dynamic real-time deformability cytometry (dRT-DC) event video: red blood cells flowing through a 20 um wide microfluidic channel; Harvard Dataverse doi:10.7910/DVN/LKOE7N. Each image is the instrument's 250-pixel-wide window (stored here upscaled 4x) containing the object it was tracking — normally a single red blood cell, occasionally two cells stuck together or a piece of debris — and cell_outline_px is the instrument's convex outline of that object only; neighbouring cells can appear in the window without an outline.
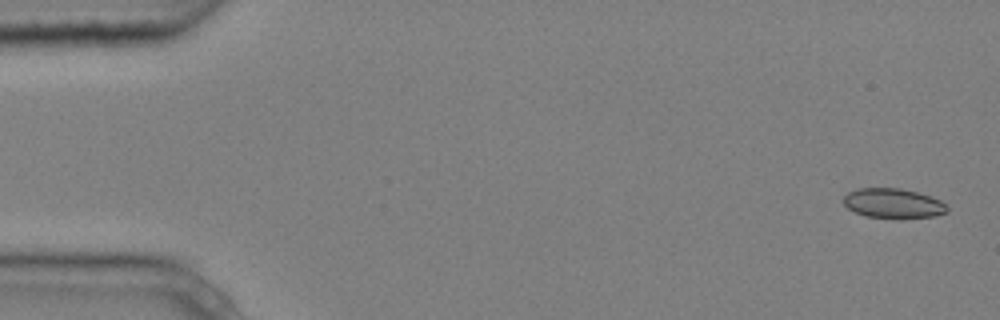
{"species": "common noctule bat (a hibernating species)", "species_latin": "Nyctalus noctula", "temperature_condition": "cold", "stored_images_in_passage": 5, "camera_frame_rate_fps": 3000, "um_per_image_px": 0.085, "animal": {"sex": "male", "body_mass_g": 20.4}, "frame": {"image": 1, "passage_image": 1, "time_ms": 0.0, "image_size_px": [1000, 320], "cell_outline_px": [[948, 212], [936, 216], [868, 216], [856, 212], [848, 208], [844, 204], [844, 196], [848, 192], [856, 188], [900, 188], [916, 192], [940, 200], [948, 208]], "centroid_in_image_um": [75.9, 17.24], "position_along_channel_um": 9.1, "area_um2": 17.22}}
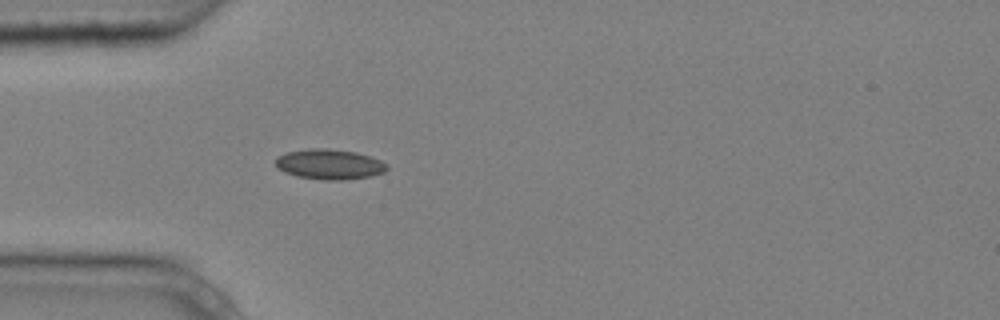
{"frame": {"image": 2, "passage_image": 5, "time_ms": 1.333, "image_size_px": [1000, 320], "cell_outline_px": [[388, 168], [384, 172], [372, 176], [344, 180], [324, 180], [296, 176], [284, 172], [276, 168], [276, 156], [288, 152], [308, 148], [328, 148], [356, 152], [380, 160], [388, 164]], "centroid_in_image_um": [27.99, 13.96], "position_along_channel_um": 57.0, "area_um2": 19.77}}